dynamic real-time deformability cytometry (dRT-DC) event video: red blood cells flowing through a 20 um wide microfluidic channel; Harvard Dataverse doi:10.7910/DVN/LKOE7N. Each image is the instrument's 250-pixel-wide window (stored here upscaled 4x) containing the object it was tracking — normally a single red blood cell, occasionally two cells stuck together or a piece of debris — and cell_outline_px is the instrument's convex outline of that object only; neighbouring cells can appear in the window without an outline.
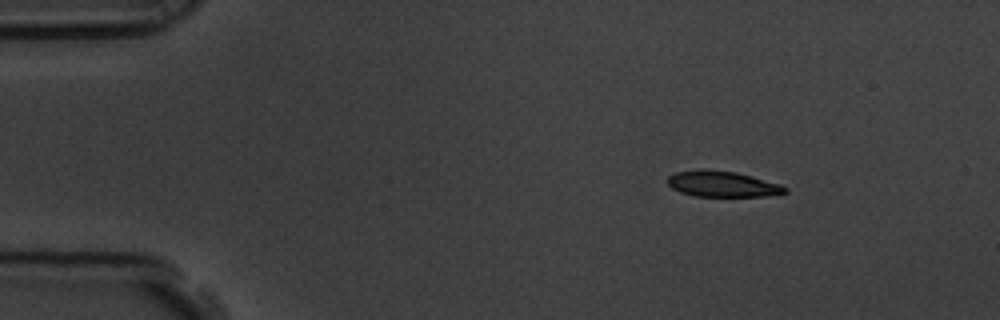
{"species": "common noctule bat (a hibernating species)", "species_latin": "Nyctalus noctula", "temperature_condition": "room temperature", "stored_images_in_passage": 9, "camera_frame_rate_fps": 3000, "um_per_image_px": 0.085, "animal": {"sex": "male", "body_mass_g": 19.5, "forearm_length_mm": 54.6}, "frame": {"image": 1, "passage_image": 1, "time_ms": 0.0, "image_size_px": [1000, 320], "cell_outline_px": [[788, 192], [768, 196], [696, 196], [680, 192], [672, 188], [668, 184], [668, 176], [676, 172], [736, 172], [752, 176], [780, 184], [788, 188]], "centroid_in_image_um": [61.48, 15.69], "position_along_channel_um": 23.5, "area_um2": 16.88}}
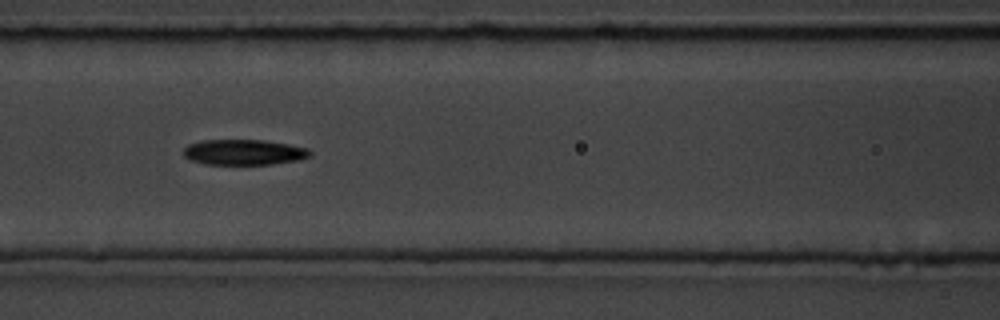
{"frame": {"image": 2, "passage_image": 6, "time_ms": 1.667, "image_size_px": [1000, 320], "cell_outline_px": [[312, 156], [300, 160], [272, 164], [208, 164], [192, 160], [184, 156], [184, 148], [188, 144], [200, 140], [264, 140], [288, 144], [308, 148], [312, 152]], "centroid_in_image_um": [20.77, 12.93], "position_along_channel_um": 145.8, "area_um2": 18.84}}
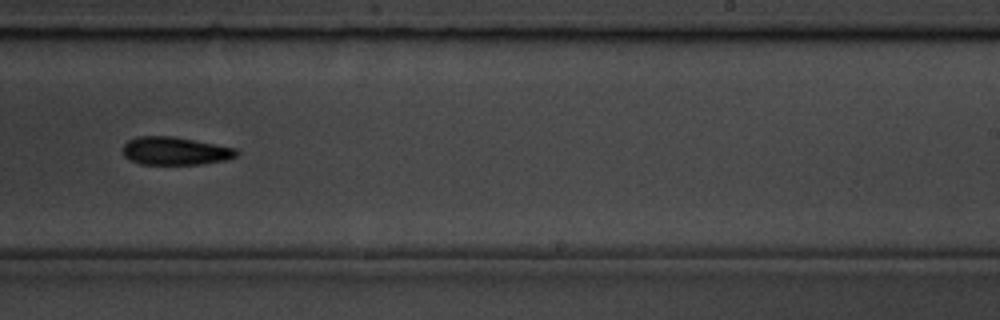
{"frame": {"image": 3, "passage_image": 9, "time_ms": 2.667, "image_size_px": [1000, 320], "cell_outline_px": [[240, 152], [236, 156], [228, 160], [200, 164], [140, 164], [124, 156], [124, 144], [128, 140], [136, 136], [172, 136], [236, 148]], "centroid_in_image_um": [14.91, 12.83], "position_along_channel_um": 274.1, "area_um2": 18.5}}